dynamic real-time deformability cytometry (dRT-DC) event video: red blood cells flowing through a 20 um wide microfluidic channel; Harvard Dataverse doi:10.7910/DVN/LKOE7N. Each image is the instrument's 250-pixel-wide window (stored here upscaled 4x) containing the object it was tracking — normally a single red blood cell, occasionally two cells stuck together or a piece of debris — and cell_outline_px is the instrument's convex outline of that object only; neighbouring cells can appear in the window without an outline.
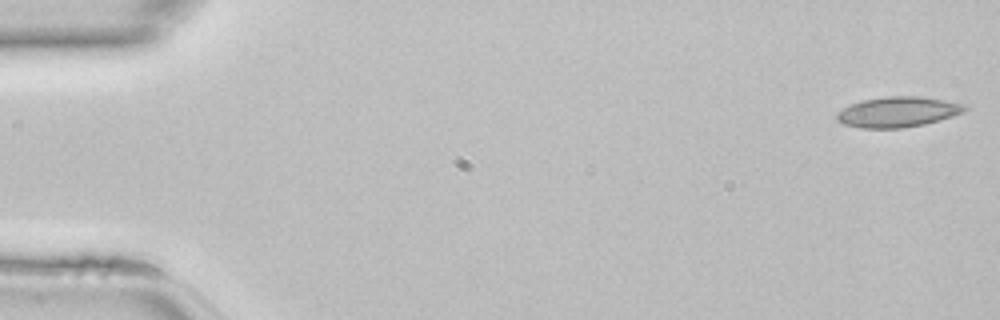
{"species": "common noctule bat (a hibernating species)", "species_latin": "Nyctalus noctula", "temperature_condition": "room temperature", "stored_images_in_passage": 12, "camera_frame_rate_fps": 3000, "um_per_image_px": 0.085, "animal": {"sex": "female", "body_mass_g": 22.7, "forearm_length_mm": 54.2}, "frame": {"image": 1, "passage_image": 1, "time_ms": 0.0, "image_size_px": [1000, 320], "cell_outline_px": [[968, 108], [964, 112], [952, 116], [924, 124], [900, 128], [860, 128], [844, 124], [836, 120], [836, 112], [852, 104], [864, 100], [888, 96], [920, 96], [944, 100], [964, 104]], "centroid_in_image_um": [76.31, 9.51], "position_along_channel_um": 8.7, "area_um2": 22.48}}